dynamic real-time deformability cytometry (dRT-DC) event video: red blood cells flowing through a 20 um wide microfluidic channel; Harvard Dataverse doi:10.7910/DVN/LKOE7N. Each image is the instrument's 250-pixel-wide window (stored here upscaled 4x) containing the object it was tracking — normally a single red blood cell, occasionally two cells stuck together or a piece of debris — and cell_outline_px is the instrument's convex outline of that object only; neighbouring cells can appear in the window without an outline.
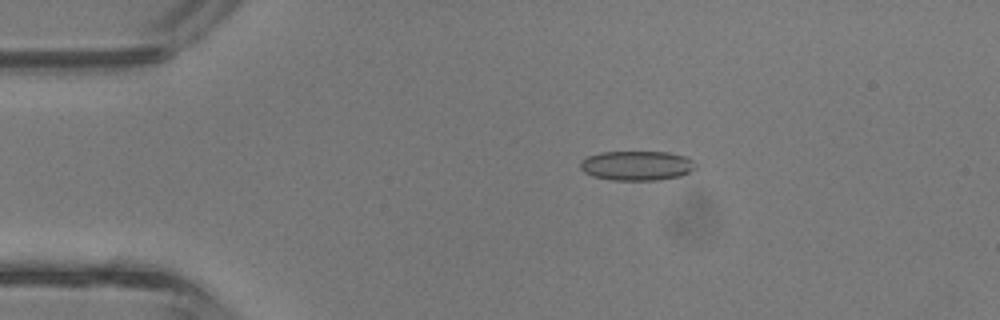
{"species": "common noctule bat (a hibernating species)", "species_latin": "Nyctalus noctula", "temperature_condition": "room temperature", "stored_images_in_passage": 28, "camera_frame_rate_fps": 3000, "um_per_image_px": 0.085, "animal": {"sex": "male", "body_mass_g": 13.3}, "frame": {"image": 1, "passage_image": 1, "time_ms": 0.0, "image_size_px": [1000, 320], "cell_outline_px": [[696, 168], [680, 176], [656, 180], [612, 180], [592, 176], [584, 172], [580, 168], [580, 160], [588, 156], [600, 152], [668, 152], [688, 156], [696, 164]], "centroid_in_image_um": [54.12, 14.07], "position_along_channel_um": 30.9, "area_um2": 20.0}}
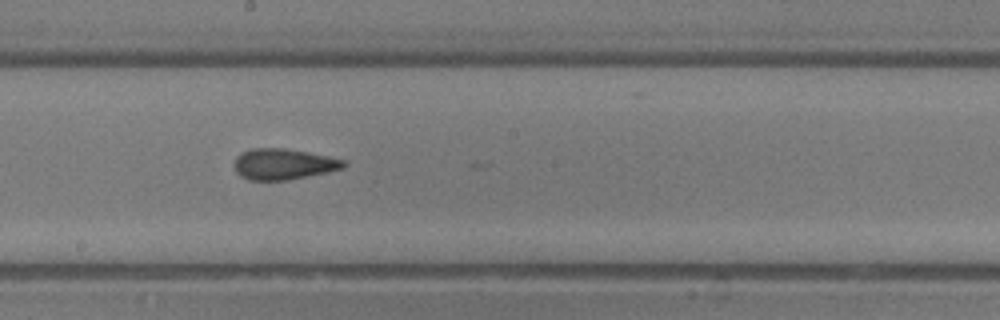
{"frame": {"image": 2, "passage_image": 16, "time_ms": 5.0, "image_size_px": [1000, 320], "cell_outline_px": [[348, 164], [344, 168], [328, 172], [288, 180], [248, 180], [240, 176], [236, 172], [232, 164], [236, 156], [240, 152], [252, 148], [284, 148], [308, 152], [328, 156], [344, 160]], "centroid_in_image_um": [24.06, 13.95], "position_along_channel_um": 224.1, "area_um2": 20.0}}
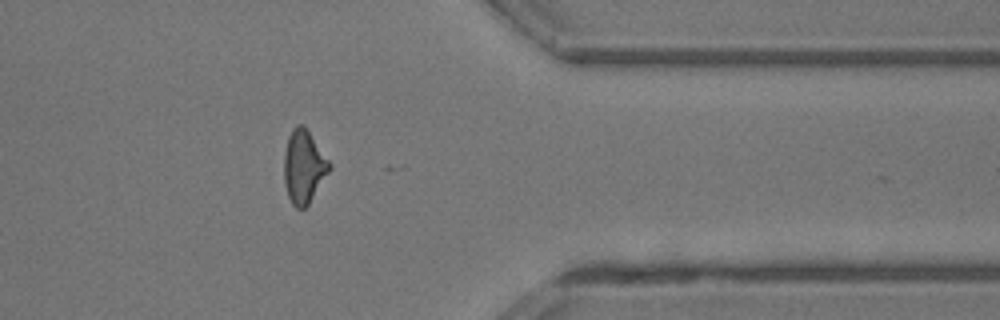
{"frame": {"image": 3, "passage_image": 27, "time_ms": 8.667, "image_size_px": [1000, 320], "cell_outline_px": [[332, 168], [308, 204], [304, 208], [296, 208], [292, 204], [288, 196], [284, 184], [284, 152], [288, 136], [292, 128], [296, 124], [304, 124], [332, 164]], "centroid_in_image_um": [25.82, 14.14], "position_along_channel_um": 385.6, "area_um2": 19.54}, "authors_computed_cell_mechanics": {"area_um2": 19.652, "velocity_mm_per_s": 4.8438, "shape_relaxation_time_tau1_ms": 8.4177, "shape_relaxation_time_tau2_ms": 1.6759, "deformation_change_tau1": 0.1916, "deformation_change_tau2": 0.1102}}